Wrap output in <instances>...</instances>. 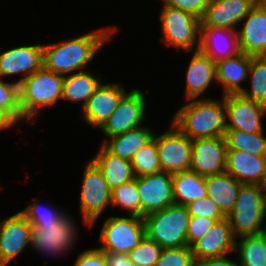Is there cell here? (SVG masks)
Segmentation results:
<instances>
[{
    "mask_svg": "<svg viewBox=\"0 0 266 266\" xmlns=\"http://www.w3.org/2000/svg\"><path fill=\"white\" fill-rule=\"evenodd\" d=\"M115 31L113 27L102 28L69 41L43 45V66L64 76L82 71Z\"/></svg>",
    "mask_w": 266,
    "mask_h": 266,
    "instance_id": "obj_1",
    "label": "cell"
},
{
    "mask_svg": "<svg viewBox=\"0 0 266 266\" xmlns=\"http://www.w3.org/2000/svg\"><path fill=\"white\" fill-rule=\"evenodd\" d=\"M220 101L210 98L190 99L189 103L180 107L172 122L191 140L224 137L226 132L224 95Z\"/></svg>",
    "mask_w": 266,
    "mask_h": 266,
    "instance_id": "obj_2",
    "label": "cell"
},
{
    "mask_svg": "<svg viewBox=\"0 0 266 266\" xmlns=\"http://www.w3.org/2000/svg\"><path fill=\"white\" fill-rule=\"evenodd\" d=\"M64 75L42 66L19 83L20 107L23 120L34 119L44 106H52L62 97Z\"/></svg>",
    "mask_w": 266,
    "mask_h": 266,
    "instance_id": "obj_3",
    "label": "cell"
},
{
    "mask_svg": "<svg viewBox=\"0 0 266 266\" xmlns=\"http://www.w3.org/2000/svg\"><path fill=\"white\" fill-rule=\"evenodd\" d=\"M190 214L186 206L173 204L143 217L146 237L162 249L188 246L187 230Z\"/></svg>",
    "mask_w": 266,
    "mask_h": 266,
    "instance_id": "obj_4",
    "label": "cell"
},
{
    "mask_svg": "<svg viewBox=\"0 0 266 266\" xmlns=\"http://www.w3.org/2000/svg\"><path fill=\"white\" fill-rule=\"evenodd\" d=\"M265 216L266 186L242 184L234 207L227 216L235 238L260 234Z\"/></svg>",
    "mask_w": 266,
    "mask_h": 266,
    "instance_id": "obj_5",
    "label": "cell"
},
{
    "mask_svg": "<svg viewBox=\"0 0 266 266\" xmlns=\"http://www.w3.org/2000/svg\"><path fill=\"white\" fill-rule=\"evenodd\" d=\"M146 236L143 218L129 215V217H109L103 224L100 241L104 252L128 254Z\"/></svg>",
    "mask_w": 266,
    "mask_h": 266,
    "instance_id": "obj_6",
    "label": "cell"
},
{
    "mask_svg": "<svg viewBox=\"0 0 266 266\" xmlns=\"http://www.w3.org/2000/svg\"><path fill=\"white\" fill-rule=\"evenodd\" d=\"M163 5L160 23L164 36L161 41L168 46L178 47L188 52L198 50L200 19L190 13ZM196 44L197 47H195Z\"/></svg>",
    "mask_w": 266,
    "mask_h": 266,
    "instance_id": "obj_7",
    "label": "cell"
},
{
    "mask_svg": "<svg viewBox=\"0 0 266 266\" xmlns=\"http://www.w3.org/2000/svg\"><path fill=\"white\" fill-rule=\"evenodd\" d=\"M79 203L83 221L90 227L111 205V189L104 179L102 171L92 160L87 162L83 173Z\"/></svg>",
    "mask_w": 266,
    "mask_h": 266,
    "instance_id": "obj_8",
    "label": "cell"
},
{
    "mask_svg": "<svg viewBox=\"0 0 266 266\" xmlns=\"http://www.w3.org/2000/svg\"><path fill=\"white\" fill-rule=\"evenodd\" d=\"M156 142L162 171L175 174L190 169L192 140L173 122L170 130L156 135Z\"/></svg>",
    "mask_w": 266,
    "mask_h": 266,
    "instance_id": "obj_9",
    "label": "cell"
},
{
    "mask_svg": "<svg viewBox=\"0 0 266 266\" xmlns=\"http://www.w3.org/2000/svg\"><path fill=\"white\" fill-rule=\"evenodd\" d=\"M146 103V98L139 89L127 92L99 129L109 138L140 127L145 119Z\"/></svg>",
    "mask_w": 266,
    "mask_h": 266,
    "instance_id": "obj_10",
    "label": "cell"
},
{
    "mask_svg": "<svg viewBox=\"0 0 266 266\" xmlns=\"http://www.w3.org/2000/svg\"><path fill=\"white\" fill-rule=\"evenodd\" d=\"M137 191L140 198L141 218L175 204L170 173L160 171L137 177Z\"/></svg>",
    "mask_w": 266,
    "mask_h": 266,
    "instance_id": "obj_11",
    "label": "cell"
},
{
    "mask_svg": "<svg viewBox=\"0 0 266 266\" xmlns=\"http://www.w3.org/2000/svg\"><path fill=\"white\" fill-rule=\"evenodd\" d=\"M226 130L247 133L263 132L261 118L266 115V106L241 94L224 96Z\"/></svg>",
    "mask_w": 266,
    "mask_h": 266,
    "instance_id": "obj_12",
    "label": "cell"
},
{
    "mask_svg": "<svg viewBox=\"0 0 266 266\" xmlns=\"http://www.w3.org/2000/svg\"><path fill=\"white\" fill-rule=\"evenodd\" d=\"M73 223L72 217L70 220V216L66 215L59 223L32 225V247L48 255L66 254L76 240L77 233Z\"/></svg>",
    "mask_w": 266,
    "mask_h": 266,
    "instance_id": "obj_13",
    "label": "cell"
},
{
    "mask_svg": "<svg viewBox=\"0 0 266 266\" xmlns=\"http://www.w3.org/2000/svg\"><path fill=\"white\" fill-rule=\"evenodd\" d=\"M226 153L224 137L194 139L190 170L204 177L225 172Z\"/></svg>",
    "mask_w": 266,
    "mask_h": 266,
    "instance_id": "obj_14",
    "label": "cell"
},
{
    "mask_svg": "<svg viewBox=\"0 0 266 266\" xmlns=\"http://www.w3.org/2000/svg\"><path fill=\"white\" fill-rule=\"evenodd\" d=\"M33 226L19 211L0 222V265L8 266L31 244Z\"/></svg>",
    "mask_w": 266,
    "mask_h": 266,
    "instance_id": "obj_15",
    "label": "cell"
},
{
    "mask_svg": "<svg viewBox=\"0 0 266 266\" xmlns=\"http://www.w3.org/2000/svg\"><path fill=\"white\" fill-rule=\"evenodd\" d=\"M235 236L227 217L215 224L198 240L190 245L194 260L216 258L235 251Z\"/></svg>",
    "mask_w": 266,
    "mask_h": 266,
    "instance_id": "obj_16",
    "label": "cell"
},
{
    "mask_svg": "<svg viewBox=\"0 0 266 266\" xmlns=\"http://www.w3.org/2000/svg\"><path fill=\"white\" fill-rule=\"evenodd\" d=\"M243 20L242 29L237 31L240 51L253 57L266 56V0H259Z\"/></svg>",
    "mask_w": 266,
    "mask_h": 266,
    "instance_id": "obj_17",
    "label": "cell"
},
{
    "mask_svg": "<svg viewBox=\"0 0 266 266\" xmlns=\"http://www.w3.org/2000/svg\"><path fill=\"white\" fill-rule=\"evenodd\" d=\"M126 93L120 83H101L82 107V114L87 125L99 129L115 111Z\"/></svg>",
    "mask_w": 266,
    "mask_h": 266,
    "instance_id": "obj_18",
    "label": "cell"
},
{
    "mask_svg": "<svg viewBox=\"0 0 266 266\" xmlns=\"http://www.w3.org/2000/svg\"><path fill=\"white\" fill-rule=\"evenodd\" d=\"M259 0H210L200 20V26L236 30V25L251 11Z\"/></svg>",
    "mask_w": 266,
    "mask_h": 266,
    "instance_id": "obj_19",
    "label": "cell"
},
{
    "mask_svg": "<svg viewBox=\"0 0 266 266\" xmlns=\"http://www.w3.org/2000/svg\"><path fill=\"white\" fill-rule=\"evenodd\" d=\"M43 66V45H24L0 54V78L23 73L17 82L32 75Z\"/></svg>",
    "mask_w": 266,
    "mask_h": 266,
    "instance_id": "obj_20",
    "label": "cell"
},
{
    "mask_svg": "<svg viewBox=\"0 0 266 266\" xmlns=\"http://www.w3.org/2000/svg\"><path fill=\"white\" fill-rule=\"evenodd\" d=\"M198 50L210 57L215 63L236 56L241 52L237 30L200 26Z\"/></svg>",
    "mask_w": 266,
    "mask_h": 266,
    "instance_id": "obj_21",
    "label": "cell"
},
{
    "mask_svg": "<svg viewBox=\"0 0 266 266\" xmlns=\"http://www.w3.org/2000/svg\"><path fill=\"white\" fill-rule=\"evenodd\" d=\"M225 172L232 175L241 184L266 186V156L227 150Z\"/></svg>",
    "mask_w": 266,
    "mask_h": 266,
    "instance_id": "obj_22",
    "label": "cell"
},
{
    "mask_svg": "<svg viewBox=\"0 0 266 266\" xmlns=\"http://www.w3.org/2000/svg\"><path fill=\"white\" fill-rule=\"evenodd\" d=\"M250 65L251 56L243 52L215 63L216 84H222L224 96L241 94L244 88L240 83L249 78Z\"/></svg>",
    "mask_w": 266,
    "mask_h": 266,
    "instance_id": "obj_23",
    "label": "cell"
},
{
    "mask_svg": "<svg viewBox=\"0 0 266 266\" xmlns=\"http://www.w3.org/2000/svg\"><path fill=\"white\" fill-rule=\"evenodd\" d=\"M212 81L216 82L215 62L200 50L194 51L186 71L185 97L199 99Z\"/></svg>",
    "mask_w": 266,
    "mask_h": 266,
    "instance_id": "obj_24",
    "label": "cell"
},
{
    "mask_svg": "<svg viewBox=\"0 0 266 266\" xmlns=\"http://www.w3.org/2000/svg\"><path fill=\"white\" fill-rule=\"evenodd\" d=\"M207 196L220 208L227 217L236 202L242 185L227 172L205 177Z\"/></svg>",
    "mask_w": 266,
    "mask_h": 266,
    "instance_id": "obj_25",
    "label": "cell"
},
{
    "mask_svg": "<svg viewBox=\"0 0 266 266\" xmlns=\"http://www.w3.org/2000/svg\"><path fill=\"white\" fill-rule=\"evenodd\" d=\"M154 135L151 128L140 126L123 134L109 137L101 145L111 154L131 161L136 151L150 142Z\"/></svg>",
    "mask_w": 266,
    "mask_h": 266,
    "instance_id": "obj_26",
    "label": "cell"
},
{
    "mask_svg": "<svg viewBox=\"0 0 266 266\" xmlns=\"http://www.w3.org/2000/svg\"><path fill=\"white\" fill-rule=\"evenodd\" d=\"M91 160L102 171L111 190L135 179L131 162L111 154L103 146Z\"/></svg>",
    "mask_w": 266,
    "mask_h": 266,
    "instance_id": "obj_27",
    "label": "cell"
},
{
    "mask_svg": "<svg viewBox=\"0 0 266 266\" xmlns=\"http://www.w3.org/2000/svg\"><path fill=\"white\" fill-rule=\"evenodd\" d=\"M174 202L186 206L207 196L205 177L192 170L172 174Z\"/></svg>",
    "mask_w": 266,
    "mask_h": 266,
    "instance_id": "obj_28",
    "label": "cell"
},
{
    "mask_svg": "<svg viewBox=\"0 0 266 266\" xmlns=\"http://www.w3.org/2000/svg\"><path fill=\"white\" fill-rule=\"evenodd\" d=\"M100 79L89 71H78L65 75L62 83V100L71 102L83 101L81 108L100 86Z\"/></svg>",
    "mask_w": 266,
    "mask_h": 266,
    "instance_id": "obj_29",
    "label": "cell"
},
{
    "mask_svg": "<svg viewBox=\"0 0 266 266\" xmlns=\"http://www.w3.org/2000/svg\"><path fill=\"white\" fill-rule=\"evenodd\" d=\"M239 238L242 240L235 242V251L240 266H266V238L261 233Z\"/></svg>",
    "mask_w": 266,
    "mask_h": 266,
    "instance_id": "obj_30",
    "label": "cell"
},
{
    "mask_svg": "<svg viewBox=\"0 0 266 266\" xmlns=\"http://www.w3.org/2000/svg\"><path fill=\"white\" fill-rule=\"evenodd\" d=\"M224 138L227 150H238L257 156H266V137H264V131L247 133L240 130H226Z\"/></svg>",
    "mask_w": 266,
    "mask_h": 266,
    "instance_id": "obj_31",
    "label": "cell"
},
{
    "mask_svg": "<svg viewBox=\"0 0 266 266\" xmlns=\"http://www.w3.org/2000/svg\"><path fill=\"white\" fill-rule=\"evenodd\" d=\"M130 162L135 177H141L162 171L159 162L156 134L150 142L136 151Z\"/></svg>",
    "mask_w": 266,
    "mask_h": 266,
    "instance_id": "obj_32",
    "label": "cell"
},
{
    "mask_svg": "<svg viewBox=\"0 0 266 266\" xmlns=\"http://www.w3.org/2000/svg\"><path fill=\"white\" fill-rule=\"evenodd\" d=\"M250 91L244 89L241 95L266 106V56H251L249 75Z\"/></svg>",
    "mask_w": 266,
    "mask_h": 266,
    "instance_id": "obj_33",
    "label": "cell"
},
{
    "mask_svg": "<svg viewBox=\"0 0 266 266\" xmlns=\"http://www.w3.org/2000/svg\"><path fill=\"white\" fill-rule=\"evenodd\" d=\"M0 113L14 126L23 121L18 82L5 83L0 78Z\"/></svg>",
    "mask_w": 266,
    "mask_h": 266,
    "instance_id": "obj_34",
    "label": "cell"
},
{
    "mask_svg": "<svg viewBox=\"0 0 266 266\" xmlns=\"http://www.w3.org/2000/svg\"><path fill=\"white\" fill-rule=\"evenodd\" d=\"M111 205L128 210V215L140 217V198L137 177L111 190Z\"/></svg>",
    "mask_w": 266,
    "mask_h": 266,
    "instance_id": "obj_35",
    "label": "cell"
},
{
    "mask_svg": "<svg viewBox=\"0 0 266 266\" xmlns=\"http://www.w3.org/2000/svg\"><path fill=\"white\" fill-rule=\"evenodd\" d=\"M162 247L146 236L128 253L129 259L136 266H156L162 253Z\"/></svg>",
    "mask_w": 266,
    "mask_h": 266,
    "instance_id": "obj_36",
    "label": "cell"
},
{
    "mask_svg": "<svg viewBox=\"0 0 266 266\" xmlns=\"http://www.w3.org/2000/svg\"><path fill=\"white\" fill-rule=\"evenodd\" d=\"M40 206L41 205L38 200H35L24 210L20 211L31 225H49L59 223L67 215L63 211L46 207L42 209Z\"/></svg>",
    "mask_w": 266,
    "mask_h": 266,
    "instance_id": "obj_37",
    "label": "cell"
},
{
    "mask_svg": "<svg viewBox=\"0 0 266 266\" xmlns=\"http://www.w3.org/2000/svg\"><path fill=\"white\" fill-rule=\"evenodd\" d=\"M156 266H195L190 246L163 249Z\"/></svg>",
    "mask_w": 266,
    "mask_h": 266,
    "instance_id": "obj_38",
    "label": "cell"
},
{
    "mask_svg": "<svg viewBox=\"0 0 266 266\" xmlns=\"http://www.w3.org/2000/svg\"><path fill=\"white\" fill-rule=\"evenodd\" d=\"M186 207L190 216L207 217L217 221L226 217L209 196L192 201Z\"/></svg>",
    "mask_w": 266,
    "mask_h": 266,
    "instance_id": "obj_39",
    "label": "cell"
},
{
    "mask_svg": "<svg viewBox=\"0 0 266 266\" xmlns=\"http://www.w3.org/2000/svg\"><path fill=\"white\" fill-rule=\"evenodd\" d=\"M210 0H163L164 4L202 19Z\"/></svg>",
    "mask_w": 266,
    "mask_h": 266,
    "instance_id": "obj_40",
    "label": "cell"
},
{
    "mask_svg": "<svg viewBox=\"0 0 266 266\" xmlns=\"http://www.w3.org/2000/svg\"><path fill=\"white\" fill-rule=\"evenodd\" d=\"M216 219L191 216L187 230V243L190 246L201 238L216 222Z\"/></svg>",
    "mask_w": 266,
    "mask_h": 266,
    "instance_id": "obj_41",
    "label": "cell"
},
{
    "mask_svg": "<svg viewBox=\"0 0 266 266\" xmlns=\"http://www.w3.org/2000/svg\"><path fill=\"white\" fill-rule=\"evenodd\" d=\"M74 266H109L105 252L99 248L89 249L78 255Z\"/></svg>",
    "mask_w": 266,
    "mask_h": 266,
    "instance_id": "obj_42",
    "label": "cell"
},
{
    "mask_svg": "<svg viewBox=\"0 0 266 266\" xmlns=\"http://www.w3.org/2000/svg\"><path fill=\"white\" fill-rule=\"evenodd\" d=\"M195 266H240V264L237 261L230 260L226 255L197 260L195 261Z\"/></svg>",
    "mask_w": 266,
    "mask_h": 266,
    "instance_id": "obj_43",
    "label": "cell"
},
{
    "mask_svg": "<svg viewBox=\"0 0 266 266\" xmlns=\"http://www.w3.org/2000/svg\"><path fill=\"white\" fill-rule=\"evenodd\" d=\"M109 266H136L130 259L128 254L105 252Z\"/></svg>",
    "mask_w": 266,
    "mask_h": 266,
    "instance_id": "obj_44",
    "label": "cell"
},
{
    "mask_svg": "<svg viewBox=\"0 0 266 266\" xmlns=\"http://www.w3.org/2000/svg\"><path fill=\"white\" fill-rule=\"evenodd\" d=\"M13 126L1 113H0V130H4Z\"/></svg>",
    "mask_w": 266,
    "mask_h": 266,
    "instance_id": "obj_45",
    "label": "cell"
},
{
    "mask_svg": "<svg viewBox=\"0 0 266 266\" xmlns=\"http://www.w3.org/2000/svg\"><path fill=\"white\" fill-rule=\"evenodd\" d=\"M261 234L266 238V226H265V228L264 229H262V232H261Z\"/></svg>",
    "mask_w": 266,
    "mask_h": 266,
    "instance_id": "obj_46",
    "label": "cell"
}]
</instances>
